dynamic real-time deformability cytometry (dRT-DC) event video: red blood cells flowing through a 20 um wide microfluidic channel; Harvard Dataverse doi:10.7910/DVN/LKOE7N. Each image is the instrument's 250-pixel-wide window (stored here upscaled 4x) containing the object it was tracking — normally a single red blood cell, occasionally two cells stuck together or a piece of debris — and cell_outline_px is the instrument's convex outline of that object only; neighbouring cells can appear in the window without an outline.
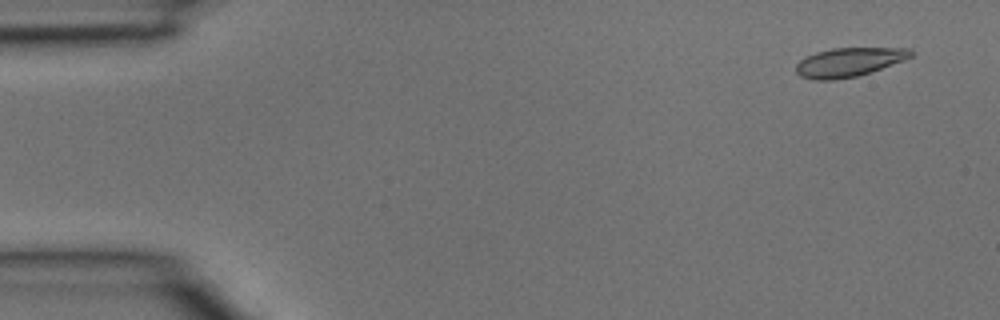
{"species": "common noctule bat (a hibernating species)", "species_latin": "Nyctalus noctula", "temperature_condition": "room temperature", "stored_images_in_passage": 39, "camera_frame_rate_fps": 3000, "um_per_image_px": 0.085, "animal": {"sex": "male", "body_mass_g": 15.6}, "frame": {"image": 1, "passage_image": 3, "time_ms": 0.667, "image_size_px": [1000, 320], "cell_outline_px": [[916, 52], [912, 56], [904, 60], [872, 72], [856, 76], [832, 80], [812, 80], [800, 76], [796, 72], [796, 64], [800, 60], [816, 52], [832, 48], [912, 48]], "centroid_in_image_um": [72.19, 5.28], "position_along_channel_um": 12.8, "area_um2": 19.48}}
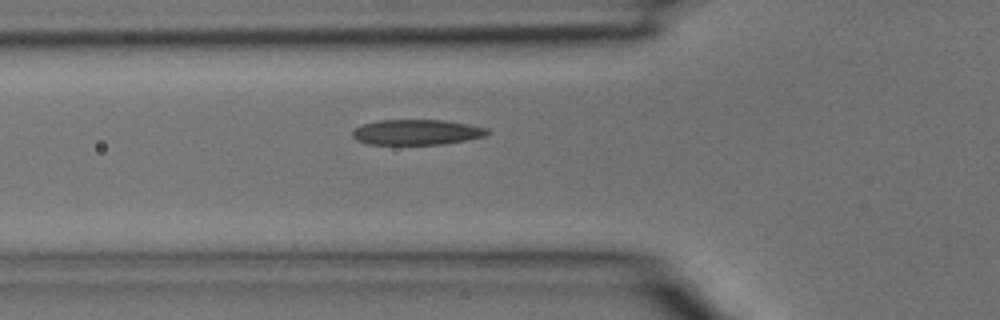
{"frame": {"image": 2, "passage_image": 14, "time_ms": 4.333, "image_size_px": [1000, 320], "cell_outline_px": [[492, 132], [488, 136], [444, 144], [368, 144], [356, 140], [352, 136], [352, 132], [356, 128], [364, 124], [376, 120], [444, 120], [468, 124], [488, 128]], "centroid_in_image_um": [35.47, 11.23], "position_along_channel_um": 90.3, "area_um2": 20.06}}
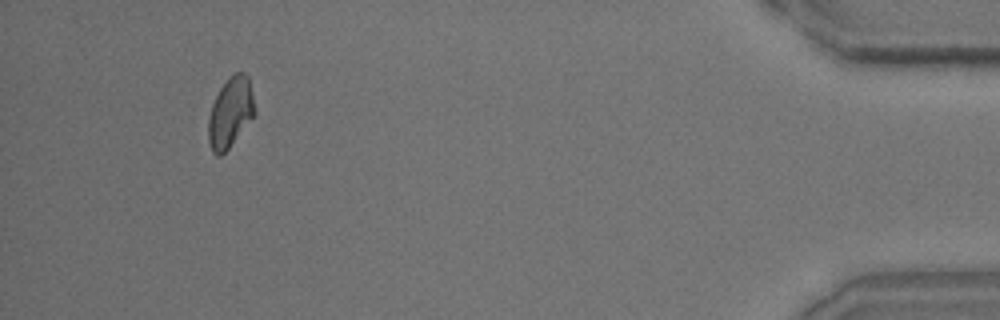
{"frame": {"image": 3, "passage_image": 37, "time_ms": 12.0, "image_size_px": [1000, 320], "cell_outline_px": [[256, 112], [228, 148], [220, 156], [216, 156], [212, 152], [208, 140], [208, 120], [212, 104], [220, 88], [228, 76], [232, 72], [244, 72], [248, 76]], "centroid_in_image_um": [19.56, 9.53], "position_along_channel_um": 415.6, "area_um2": 18.79}}